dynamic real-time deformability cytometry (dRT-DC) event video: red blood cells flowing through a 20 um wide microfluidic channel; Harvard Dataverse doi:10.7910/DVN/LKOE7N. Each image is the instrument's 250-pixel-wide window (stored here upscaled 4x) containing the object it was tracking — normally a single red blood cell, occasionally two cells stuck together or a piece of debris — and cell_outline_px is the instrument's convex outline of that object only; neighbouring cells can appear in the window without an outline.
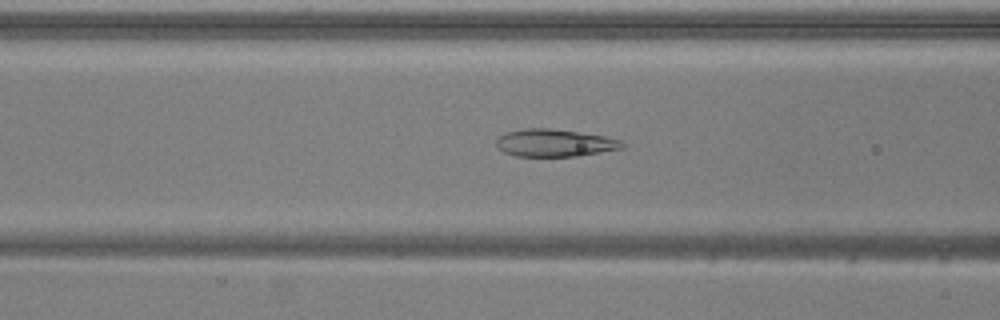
{"species": "common noctule bat (a hibernating species)", "species_latin": "Nyctalus noctula", "temperature_condition": "warm", "stored_images_in_passage": 39, "camera_frame_rate_fps": 3000, "um_per_image_px": 0.085, "animal": {"sex": "male", "body_mass_g": 20.5, "forearm_length_mm": 52.5}, "frame": {"image": 1, "passage_image": 18, "time_ms": 5.667, "image_size_px": [1000, 320], "cell_outline_px": [[624, 148], [580, 156], [516, 156], [504, 152], [496, 144], [496, 140], [500, 136], [508, 132], [524, 128], [552, 128], [580, 132], [604, 136], [620, 140], [624, 144]], "centroid_in_image_um": [47.17, 12.15], "position_along_channel_um": 119.4, "area_um2": 20.11}}
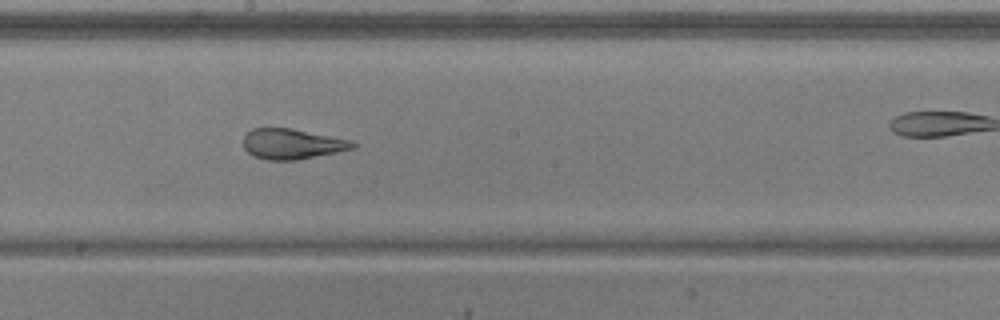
{"frame": {"image": 2, "passage_image": 26, "time_ms": 8.333, "image_size_px": [1000, 320], "cell_outline_px": [[356, 148], [296, 160], [268, 160], [256, 156], [248, 152], [244, 148], [244, 136], [252, 128], [292, 128], [352, 140], [356, 144]], "centroid_in_image_um": [24.85, 12.22], "position_along_channel_um": 223.3, "area_um2": 19.25}}
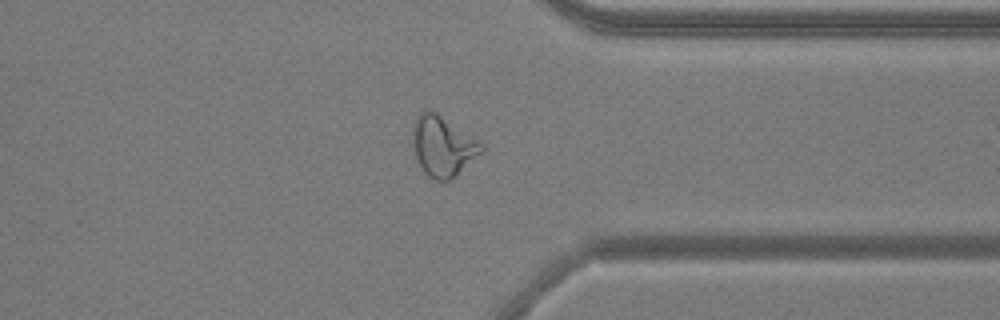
{"frame": {"image": 3, "passage_image": 38, "time_ms": 12.333, "image_size_px": [1000, 320], "cell_outline_px": [[484, 152], [456, 176], [448, 180], [436, 180], [428, 176], [424, 172], [416, 160], [412, 144], [412, 124], [416, 116], [424, 108], [428, 108], [436, 112], [480, 140], [484, 144]], "centroid_in_image_um": [37.64, 12.39], "position_along_channel_um": 373.8, "area_um2": 24.8}}